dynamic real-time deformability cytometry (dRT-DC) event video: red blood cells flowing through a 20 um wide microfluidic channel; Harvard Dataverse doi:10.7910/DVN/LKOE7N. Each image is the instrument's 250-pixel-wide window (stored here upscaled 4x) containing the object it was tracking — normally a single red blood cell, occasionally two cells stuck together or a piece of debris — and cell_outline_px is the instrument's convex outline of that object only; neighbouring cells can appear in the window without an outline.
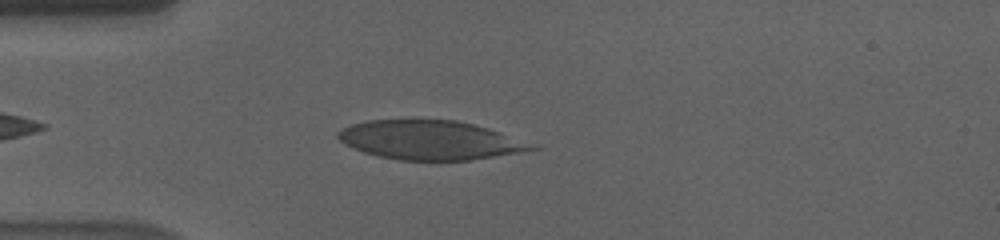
{"species": "human", "species_latin": "Homo sapiens", "temperature_condition": "cold", "stored_images_in_passage": 42, "camera_frame_rate_fps": 3000, "um_per_image_px": 0.085, "donor": {"sex": "male"}, "frame": {"image": 1, "passage_image": 5, "time_ms": 1.333, "image_size_px": [1000, 240], "cell_outline_px": [[540, 148], [472, 160], [400, 160], [376, 156], [364, 152], [344, 144], [336, 136], [336, 132], [352, 124], [368, 120], [456, 120], [488, 128], [500, 132]], "centroid_in_image_um": [36.48, 11.91], "position_along_channel_um": 48.5, "area_um2": 43.52}}
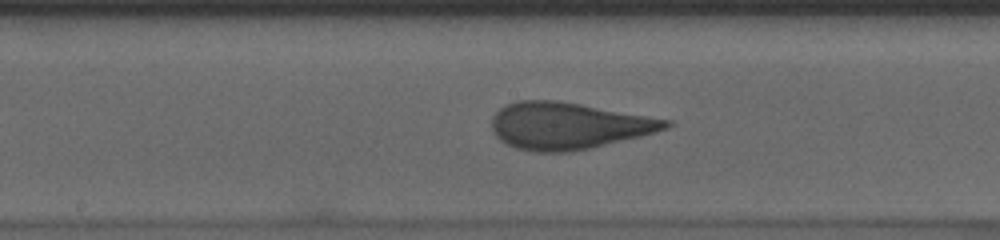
{"frame": {"image": 2, "passage_image": 19, "time_ms": 6.0, "image_size_px": [1000, 240], "cell_outline_px": [[676, 124], [668, 128], [640, 136], [588, 148], [568, 152], [536, 152], [516, 148], [500, 140], [492, 132], [492, 116], [504, 104], [516, 100], [560, 100], [672, 120]], "centroid_in_image_um": [48.29, 10.67], "position_along_channel_um": 199.9, "area_um2": 47.63}}
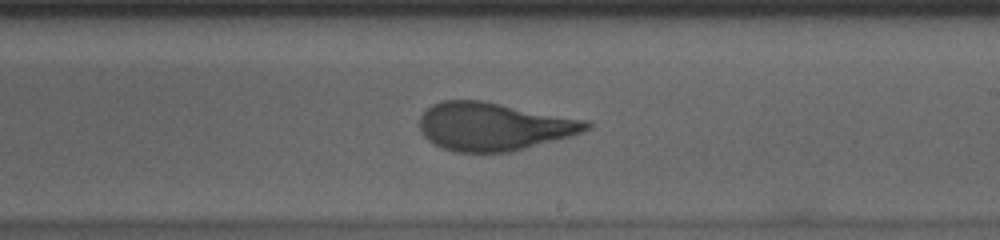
{"frame": {"image": 3, "passage_image": 23, "time_ms": 7.333, "image_size_px": [1000, 240], "cell_outline_px": [[592, 128], [568, 136], [524, 148], [508, 152], [452, 152], [440, 148], [428, 140], [424, 136], [420, 128], [420, 116], [432, 104], [444, 100], [480, 100], [592, 120]], "centroid_in_image_um": [41.97, 10.74], "position_along_channel_um": 247.0, "area_um2": 46.76}, "authors_computed_cell_mechanics": {"area_um2": 45.6331, "velocity_mm_per_s": 3.5649, "shape_relaxation_time_tau1_ms": 8.984, "shape_relaxation_time_tau2_ms": 0.6628, "deformation_change_tau1": 0.2341, "deformation_change_tau2": 0.0615}}